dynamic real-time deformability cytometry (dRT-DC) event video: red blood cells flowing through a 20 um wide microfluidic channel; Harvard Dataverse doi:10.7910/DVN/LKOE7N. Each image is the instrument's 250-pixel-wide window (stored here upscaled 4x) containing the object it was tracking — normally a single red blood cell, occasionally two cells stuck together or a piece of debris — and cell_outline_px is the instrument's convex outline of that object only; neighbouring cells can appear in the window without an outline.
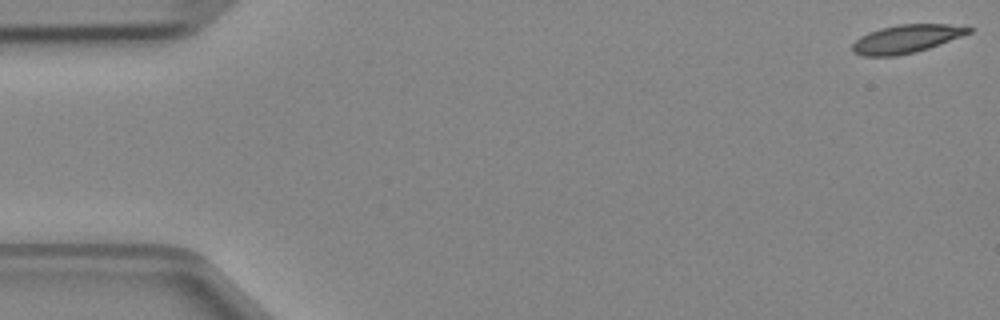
{"species": "Egyptian fruit bat (a non-hibernating species)", "species_latin": "Rousettus aegyptiacus", "temperature_condition": "cold", "stored_images_in_passage": 7, "camera_frame_rate_fps": 3000, "um_per_image_px": 0.085, "animal": {"sex": "female"}, "frame": {"image": 1, "passage_image": 1, "time_ms": 0.0, "image_size_px": [1000, 320], "cell_outline_px": [[976, 28], [972, 32], [928, 48], [916, 52], [896, 56], [864, 56], [852, 52], [852, 44], [860, 36], [868, 32], [880, 28], [900, 24], [968, 24]], "centroid_in_image_um": [77.1, 3.28], "position_along_channel_um": 7.9, "area_um2": 19.42}}
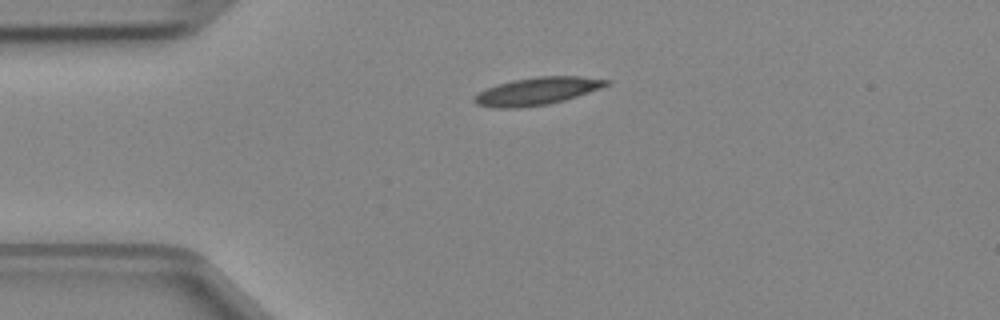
{"frame": {"image": 2, "passage_image": 4, "time_ms": 1.0, "image_size_px": [1000, 320], "cell_outline_px": [[612, 80], [608, 84], [600, 88], [564, 100], [548, 104], [520, 108], [496, 108], [476, 104], [472, 100], [480, 92], [496, 84], [512, 80], [536, 76], [580, 76]], "centroid_in_image_um": [45.65, 7.74], "position_along_channel_um": 39.4, "area_um2": 21.1}}
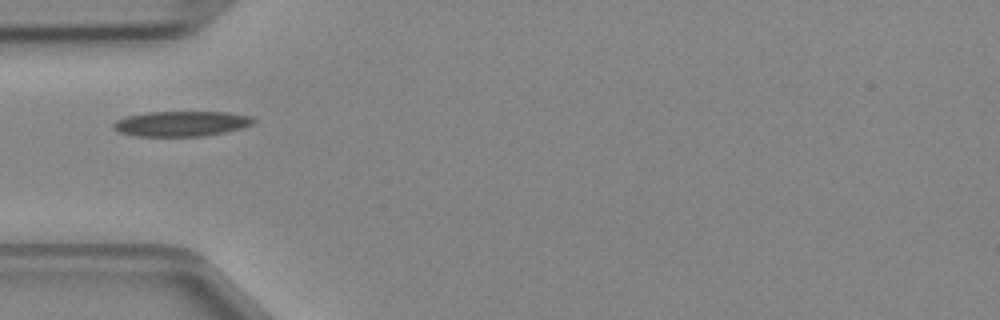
{"frame": {"image": 3, "passage_image": 5, "time_ms": 1.333, "image_size_px": [1000, 320], "cell_outline_px": [[256, 120], [252, 124], [240, 128], [224, 132], [204, 136], [136, 136], [120, 132], [112, 128], [112, 124], [116, 120], [124, 116], [144, 112], [228, 112], [252, 116]], "centroid_in_image_um": [15.38, 10.5], "position_along_channel_um": 69.6, "area_um2": 20.69}}